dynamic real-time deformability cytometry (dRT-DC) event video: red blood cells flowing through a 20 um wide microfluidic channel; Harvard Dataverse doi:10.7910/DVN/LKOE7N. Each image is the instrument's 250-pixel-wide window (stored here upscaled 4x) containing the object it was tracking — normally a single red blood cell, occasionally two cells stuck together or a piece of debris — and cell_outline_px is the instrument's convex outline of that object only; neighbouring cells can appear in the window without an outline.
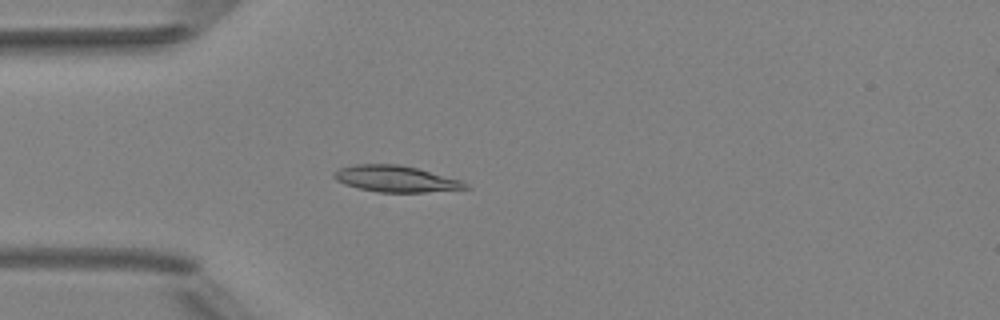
{"species": "Egyptian fruit bat (a non-hibernating species)", "species_latin": "Rousettus aegyptiacus", "temperature_condition": "room temperature", "stored_images_in_passage": 4, "camera_frame_rate_fps": 3000, "um_per_image_px": 0.085, "animal": {"sex": "female"}, "frame": {"image": 1, "passage_image": 4, "time_ms": 3.333, "image_size_px": [1000, 320], "cell_outline_px": [[472, 188], [424, 192], [380, 192], [360, 188], [344, 184], [336, 180], [332, 176], [340, 168], [352, 164], [400, 164], [464, 180]], "centroid_in_image_um": [33.69, 15.19], "position_along_channel_um": 51.3, "area_um2": 20.17}}